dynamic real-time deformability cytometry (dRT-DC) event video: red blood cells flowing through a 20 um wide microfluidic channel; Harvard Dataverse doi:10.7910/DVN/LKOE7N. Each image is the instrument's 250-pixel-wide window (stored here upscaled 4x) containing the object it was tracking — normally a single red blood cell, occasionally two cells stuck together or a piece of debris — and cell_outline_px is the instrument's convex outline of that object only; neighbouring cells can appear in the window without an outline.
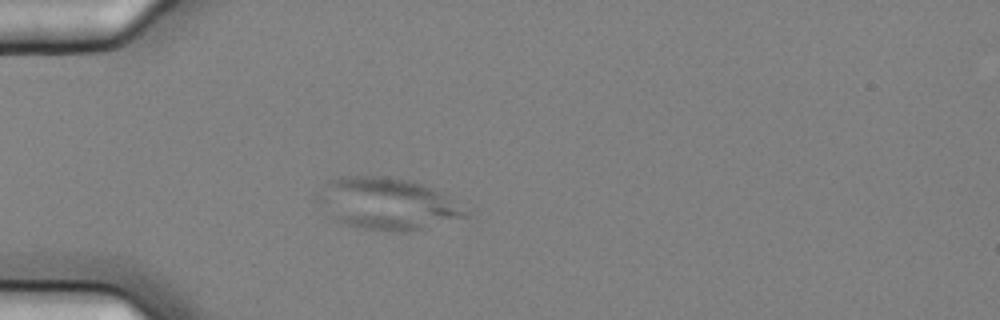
{"species": "common noctule bat (a hibernating species)", "species_latin": "Nyctalus noctula", "temperature_condition": "cold", "stored_images_in_passage": 6, "camera_frame_rate_fps": 3000, "um_per_image_px": 0.085, "animal": {"sex": "female", "body_mass_g": 25.1}, "frame": {"image": 1, "passage_image": 5, "time_ms": 1.333, "image_size_px": [1000, 320], "cell_outline_px": [[468, 216], [404, 232], [392, 232], [364, 228], [344, 224], [336, 220], [316, 200], [316, 192], [328, 180], [340, 176], [384, 176], [408, 180], [432, 188], [440, 192], [468, 212]], "centroid_in_image_um": [32.82, 17.3], "position_along_channel_um": 52.2, "area_um2": 43.93}}